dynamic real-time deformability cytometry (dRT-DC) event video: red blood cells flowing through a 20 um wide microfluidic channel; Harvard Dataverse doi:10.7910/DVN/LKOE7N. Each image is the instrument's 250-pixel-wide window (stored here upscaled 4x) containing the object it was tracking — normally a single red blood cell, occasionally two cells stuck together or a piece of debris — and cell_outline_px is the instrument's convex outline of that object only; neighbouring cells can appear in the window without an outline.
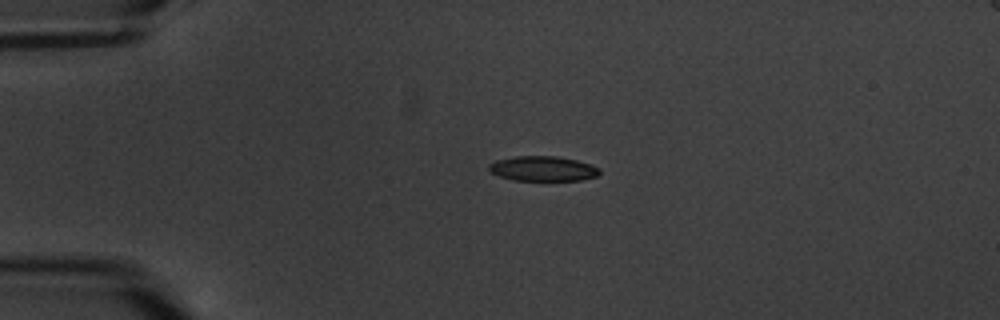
{"species": "common noctule bat (a hibernating species)", "species_latin": "Nyctalus noctula", "temperature_condition": "warm", "stored_images_in_passage": 4, "camera_frame_rate_fps": 3000, "um_per_image_px": 0.085, "animal": {"sex": "male", "body_mass_g": 20.1, "forearm_length_mm": 53.5}, "frame": {"image": 1, "passage_image": 3, "time_ms": 3.0, "image_size_px": [1000, 320], "cell_outline_px": [[600, 172], [596, 176], [580, 180], [512, 180], [500, 176], [492, 172], [488, 168], [488, 164], [496, 160], [516, 156], [560, 156], [576, 160], [600, 168]], "centroid_in_image_um": [46.13, 14.32], "position_along_channel_um": 38.9, "area_um2": 15.95}}